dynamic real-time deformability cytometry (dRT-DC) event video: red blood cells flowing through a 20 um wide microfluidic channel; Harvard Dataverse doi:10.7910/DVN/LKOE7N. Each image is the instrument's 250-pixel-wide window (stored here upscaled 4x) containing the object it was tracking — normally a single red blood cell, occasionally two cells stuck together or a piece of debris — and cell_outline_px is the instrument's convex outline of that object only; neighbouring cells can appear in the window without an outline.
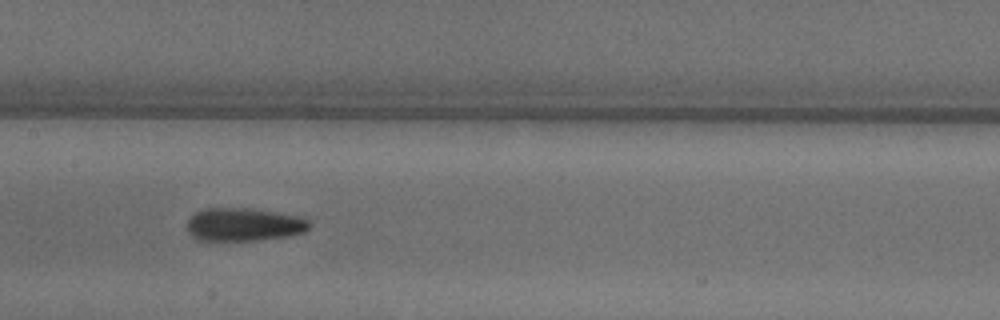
{"species": "common noctule bat (a hibernating species)", "species_latin": "Nyctalus noctula", "temperature_condition": "warm", "stored_images_in_passage": 29, "camera_frame_rate_fps": 3000, "um_per_image_px": 0.085, "animal": {"sex": "male", "body_mass_g": 18.8}, "frame": {"image": 1, "passage_image": 9, "time_ms": 2.667, "image_size_px": [1000, 320], "cell_outline_px": [[312, 224], [304, 232], [288, 236], [256, 240], [196, 240], [188, 232], [188, 220], [196, 212], [204, 208], [248, 208], [304, 216]], "centroid_in_image_um": [20.76, 19.08], "position_along_channel_um": 186.6, "area_um2": 23.7}}
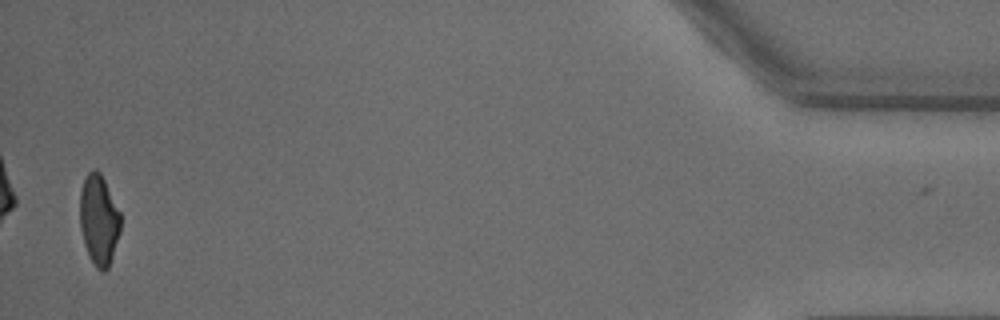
{"frame": {"image": 2, "passage_image": 28, "time_ms": 9.0, "image_size_px": [1000, 320], "cell_outline_px": [[120, 232], [108, 268], [104, 272], [100, 272], [96, 268], [84, 244], [80, 228], [80, 192], [84, 180], [88, 172], [92, 168], [96, 168], [100, 172], [120, 212]], "centroid_in_image_um": [8.4, 18.68], "position_along_channel_um": 426.8, "area_um2": 21.27}}